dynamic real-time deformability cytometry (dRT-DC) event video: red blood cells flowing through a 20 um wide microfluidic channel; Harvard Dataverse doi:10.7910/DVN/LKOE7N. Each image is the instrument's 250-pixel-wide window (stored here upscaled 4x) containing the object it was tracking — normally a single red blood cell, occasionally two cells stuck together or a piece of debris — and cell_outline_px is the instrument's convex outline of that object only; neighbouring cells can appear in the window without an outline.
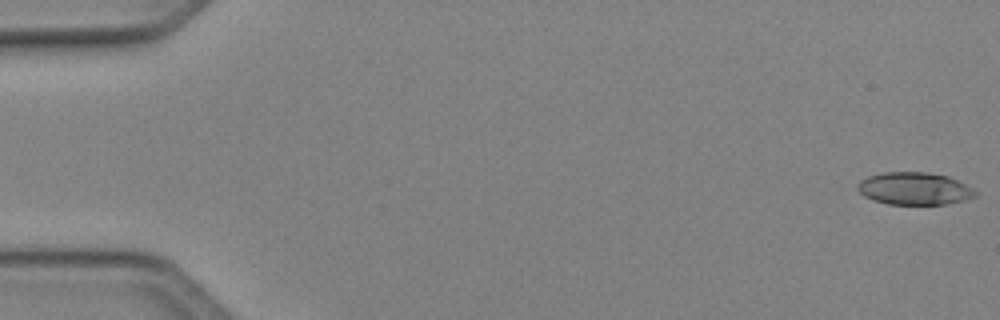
{"species": "Egyptian fruit bat (a non-hibernating species)", "species_latin": "Rousettus aegyptiacus", "temperature_condition": "cold", "stored_images_in_passage": 50, "camera_frame_rate_fps": 3000, "um_per_image_px": 0.085, "animal": {"sex": "female"}, "frame": {"image": 1, "passage_image": 1, "time_ms": 0.0, "image_size_px": [1000, 320], "cell_outline_px": [[976, 196], [964, 200], [948, 204], [888, 204], [872, 200], [864, 196], [856, 188], [860, 180], [868, 176], [884, 172], [928, 172], [948, 176], [972, 188], [976, 192]], "centroid_in_image_um": [77.7, 16.03], "position_along_channel_um": 7.3, "area_um2": 22.25}}
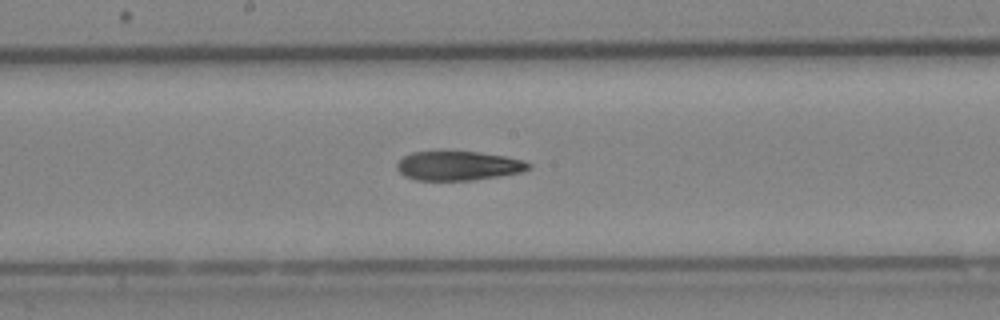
{"frame": {"image": 2, "passage_image": 27, "time_ms": 8.667, "image_size_px": [1000, 320], "cell_outline_px": [[532, 168], [520, 172], [472, 180], [416, 180], [404, 176], [396, 168], [396, 164], [404, 156], [412, 152], [476, 152], [504, 156], [524, 160], [532, 164]], "centroid_in_image_um": [38.95, 14.09], "position_along_channel_um": 209.2, "area_um2": 22.2}}
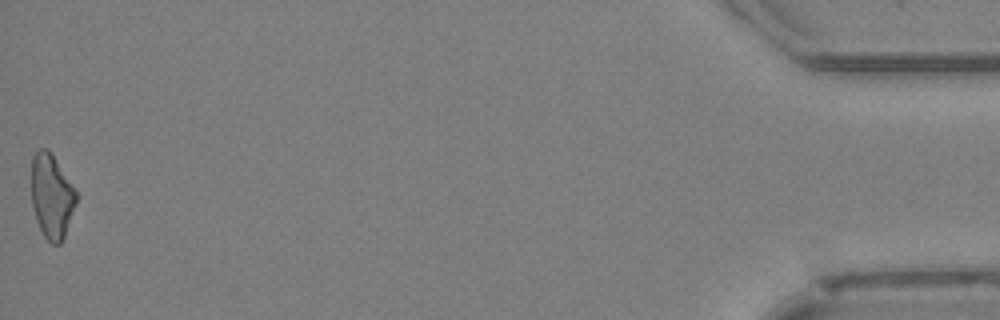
{"frame": {"image": 3, "passage_image": 50, "time_ms": 16.333, "image_size_px": [1000, 320], "cell_outline_px": [[76, 204], [64, 236], [60, 244], [52, 244], [44, 236], [36, 220], [32, 204], [32, 156], [40, 148], [48, 148], [76, 192]], "centroid_in_image_um": [4.37, 16.68], "position_along_channel_um": 430.8, "area_um2": 21.56}, "authors_computed_cell_mechanics": {"area_um2": 22.8888, "velocity_mm_per_s": 4.1371, "shape_relaxation_time_tau1_ms": null, "shape_relaxation_time_tau2_ms": 9.4697, "deformation_change_tau1": null, "deformation_change_tau2": 0.2222}}